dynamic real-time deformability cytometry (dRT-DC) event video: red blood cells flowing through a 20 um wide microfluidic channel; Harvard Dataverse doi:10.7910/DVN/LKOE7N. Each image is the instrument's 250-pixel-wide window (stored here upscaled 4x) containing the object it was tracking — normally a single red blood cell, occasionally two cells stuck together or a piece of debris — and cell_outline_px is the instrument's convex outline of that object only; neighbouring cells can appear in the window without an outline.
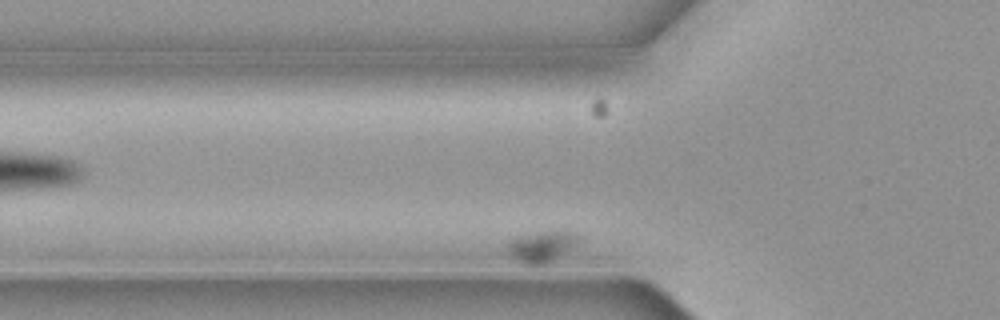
{"species": "common noctule bat (a hibernating species)", "species_latin": "Nyctalus noctula", "temperature_condition": "cold", "stored_images_in_passage": 11, "segment_of_instrument_passage": [2, 2], "camera_frame_rate_fps": 3000, "um_per_image_px": 0.085, "animal": {"sex": "female", "body_mass_g": 19.3, "forearm_length_mm": 54.1}, "frame": {"image": 1, "passage_image": 8, "time_ms": 2.333, "image_size_px": [1000, 320], "cell_outline_px": [[584, 240], [552, 260], [536, 268], [532, 268], [508, 252], [504, 248], [508, 240], [520, 236], [536, 232], [564, 228], [580, 236]], "centroid_in_image_um": [46.08, 20.92], "position_along_channel_um": 79.7, "area_um2": 13.41}}
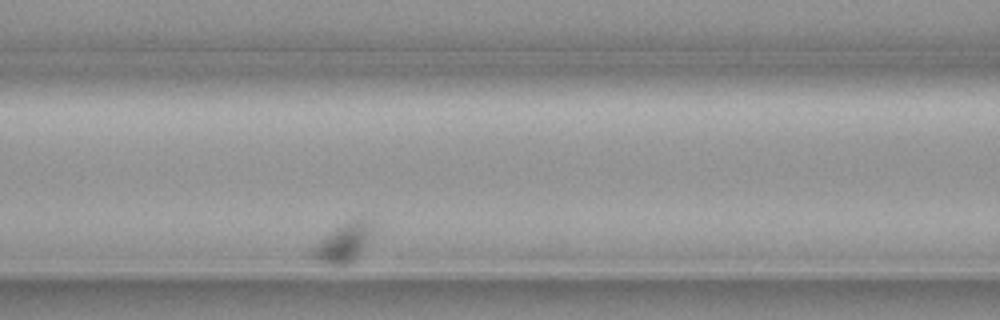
{"frame": {"image": 2, "passage_image": 10, "time_ms": 3.0, "image_size_px": [1000, 320], "cell_outline_px": [[376, 224], [372, 236], [356, 260], [344, 268], [336, 268], [324, 264], [312, 256], [308, 252], [320, 240], [336, 228], [360, 216], [368, 216]], "centroid_in_image_um": [29.27, 20.65], "position_along_channel_um": 137.3, "area_um2": 14.57}}